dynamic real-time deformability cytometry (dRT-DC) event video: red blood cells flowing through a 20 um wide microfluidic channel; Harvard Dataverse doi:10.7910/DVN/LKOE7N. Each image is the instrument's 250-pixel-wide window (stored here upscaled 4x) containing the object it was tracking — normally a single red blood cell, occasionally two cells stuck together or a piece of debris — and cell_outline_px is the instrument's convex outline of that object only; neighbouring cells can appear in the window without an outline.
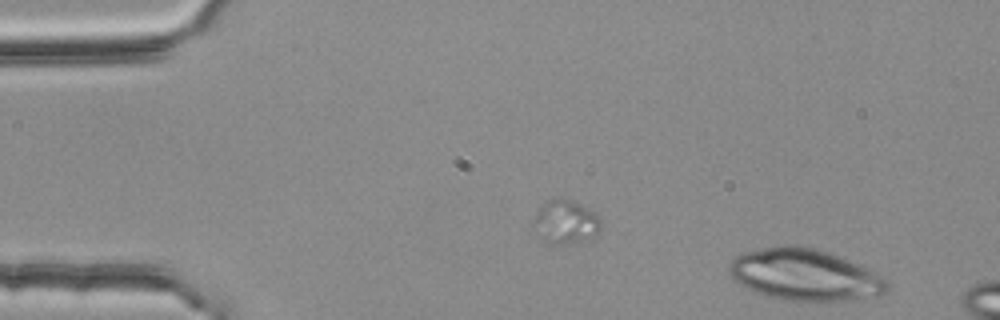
{"species": "common noctule bat (a hibernating species)", "species_latin": "Nyctalus noctula", "temperature_condition": "room temperature", "stored_images_in_passage": 8, "camera_frame_rate_fps": 3000, "um_per_image_px": 0.085, "animal": {"sex": "female", "body_mass_g": 25.1}, "frame": {"image": 1, "passage_image": 1, "time_ms": 0.0, "image_size_px": [1000, 320], "cell_outline_px": [[888, 292], [876, 296], [844, 300], [800, 304], [764, 296], [740, 284], [732, 276], [728, 268], [732, 260], [736, 256], [744, 252], [764, 248], [796, 244], [828, 252], [864, 268], [888, 280]], "centroid_in_image_um": [68.38, 23.41], "position_along_channel_um": 16.6, "area_um2": 47.51}}